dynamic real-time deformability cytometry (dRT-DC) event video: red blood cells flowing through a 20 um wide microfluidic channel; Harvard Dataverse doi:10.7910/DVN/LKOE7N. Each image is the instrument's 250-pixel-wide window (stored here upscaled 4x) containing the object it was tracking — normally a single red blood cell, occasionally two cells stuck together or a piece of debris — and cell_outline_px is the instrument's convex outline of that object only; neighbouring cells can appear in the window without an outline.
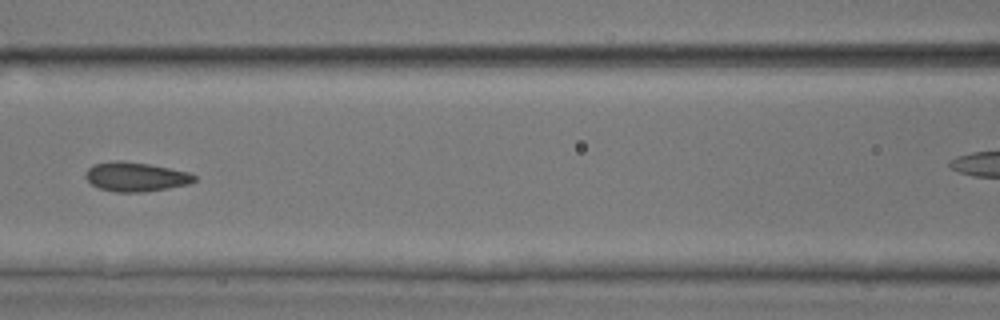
{"species": "common noctule bat (a hibernating species)", "species_latin": "Nyctalus noctula", "temperature_condition": "room temperature", "stored_images_in_passage": 9, "camera_frame_rate_fps": 3000, "um_per_image_px": 0.085, "animal": {"sex": "male", "body_mass_g": 17.9, "forearm_length_mm": 54.2}, "frame": {"image": 1, "passage_image": 7, "time_ms": 7.0, "image_size_px": [1000, 320], "cell_outline_px": [[196, 180], [188, 184], [168, 188], [144, 192], [116, 192], [100, 188], [92, 184], [84, 176], [88, 168], [92, 164], [112, 160], [120, 160], [148, 164], [188, 172], [196, 176]], "centroid_in_image_um": [11.51, 15.02], "position_along_channel_um": 155.1, "area_um2": 18.5}}